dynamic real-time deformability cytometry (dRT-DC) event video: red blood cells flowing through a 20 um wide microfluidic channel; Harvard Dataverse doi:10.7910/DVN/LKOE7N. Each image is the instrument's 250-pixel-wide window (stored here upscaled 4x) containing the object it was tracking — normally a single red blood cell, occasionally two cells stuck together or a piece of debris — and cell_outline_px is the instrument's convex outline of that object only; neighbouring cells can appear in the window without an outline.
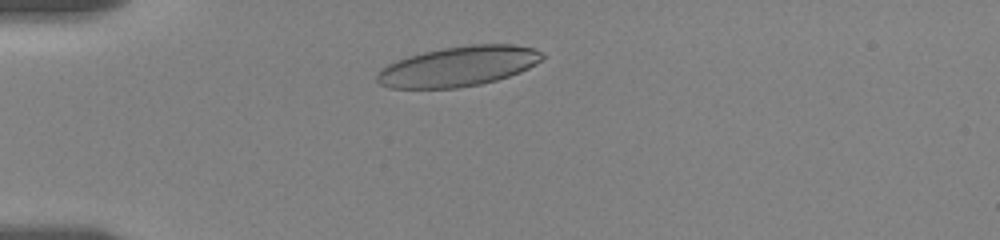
{"species": "human", "species_latin": "Homo sapiens", "temperature_condition": "room temperature", "stored_images_in_passage": 14, "camera_frame_rate_fps": 3000, "um_per_image_px": 0.085, "donor": {"sex": "female"}, "frame": {"image": 1, "passage_image": 8, "time_ms": 2.0, "image_size_px": [1000, 240], "cell_outline_px": [[544, 56], [536, 64], [520, 72], [496, 80], [480, 84], [456, 88], [388, 88], [380, 84], [376, 80], [376, 76], [388, 64], [408, 56], [424, 52], [444, 48], [472, 44], [512, 44], [532, 48], [544, 52]], "centroid_in_image_um": [38.98, 5.64], "position_along_channel_um": 46.0, "area_um2": 38.26}}